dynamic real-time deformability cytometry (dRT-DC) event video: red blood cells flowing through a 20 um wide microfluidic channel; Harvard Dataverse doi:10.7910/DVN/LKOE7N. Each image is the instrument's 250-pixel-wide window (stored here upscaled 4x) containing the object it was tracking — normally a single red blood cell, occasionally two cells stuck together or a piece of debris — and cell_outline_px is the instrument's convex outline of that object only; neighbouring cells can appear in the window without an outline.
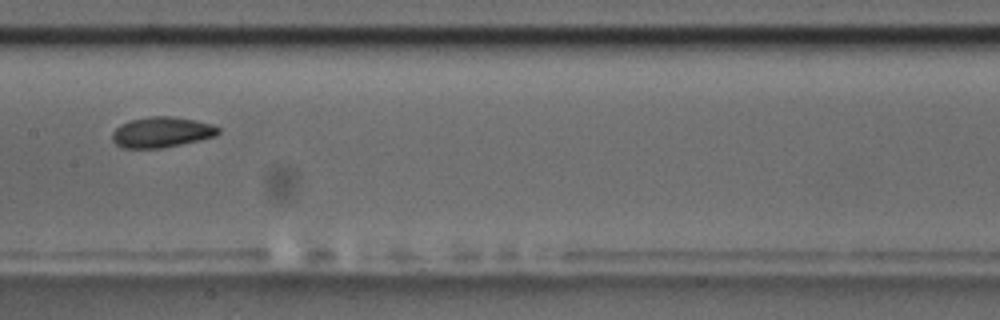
{"species": "common noctule bat (a hibernating species)", "species_latin": "Nyctalus noctula", "temperature_condition": "room temperature", "stored_images_in_passage": 7, "camera_frame_rate_fps": 3000, "um_per_image_px": 0.085, "animal": {"sex": "male", "body_mass_g": 17.5, "forearm_length_mm": 52.3}, "frame": {"image": 1, "passage_image": 5, "time_ms": 4.667, "image_size_px": [1000, 320], "cell_outline_px": [[220, 132], [216, 136], [200, 140], [160, 148], [124, 148], [116, 144], [112, 140], [112, 132], [120, 124], [128, 120], [148, 116], [172, 116], [196, 120], [212, 124], [220, 128]], "centroid_in_image_um": [13.73, 11.22], "position_along_channel_um": 193.7, "area_um2": 19.02}}
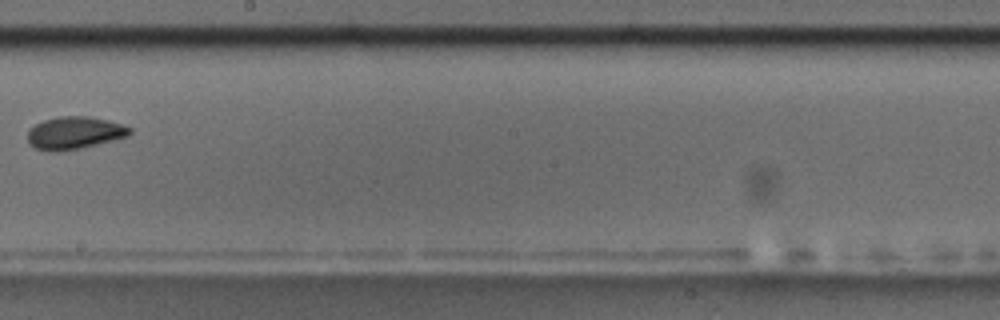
{"frame": {"image": 2, "passage_image": 6, "time_ms": 6.0, "image_size_px": [1000, 320], "cell_outline_px": [[132, 132], [128, 136], [80, 148], [56, 152], [48, 152], [36, 148], [28, 144], [28, 128], [44, 120], [60, 116], [88, 116], [108, 120], [132, 128]], "centroid_in_image_um": [6.3, 11.3], "position_along_channel_um": 241.9, "area_um2": 19.36}}
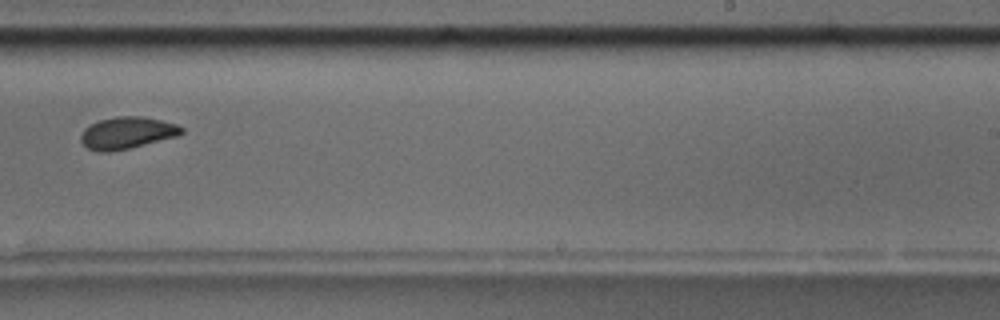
{"frame": {"image": 3, "passage_image": 7, "time_ms": 7.0, "image_size_px": [1000, 320], "cell_outline_px": [[184, 132], [180, 136], [128, 148], [108, 152], [100, 152], [88, 148], [80, 140], [80, 136], [84, 128], [100, 120], [116, 116], [144, 116], [176, 124], [184, 128]], "centroid_in_image_um": [10.83, 11.29], "position_along_channel_um": 278.2, "area_um2": 18.73}}